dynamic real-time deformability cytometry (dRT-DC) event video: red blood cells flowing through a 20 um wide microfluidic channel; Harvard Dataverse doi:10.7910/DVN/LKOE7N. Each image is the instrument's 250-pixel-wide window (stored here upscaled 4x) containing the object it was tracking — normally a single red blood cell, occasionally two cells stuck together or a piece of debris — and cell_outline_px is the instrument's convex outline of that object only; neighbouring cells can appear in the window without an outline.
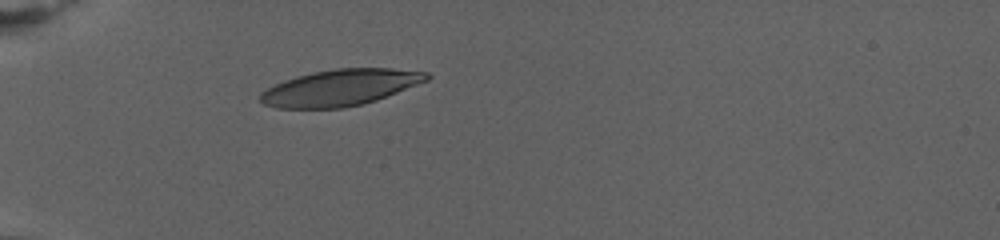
{"species": "human", "species_latin": "Homo sapiens", "temperature_condition": "warm", "stored_images_in_passage": 50, "camera_frame_rate_fps": 3000, "um_per_image_px": 0.085, "donor": {"sex": "female"}, "frame": {"image": 1, "passage_image": 1, "time_ms": 0.0, "image_size_px": [1000, 240], "cell_outline_px": [[432, 76], [428, 80], [376, 100], [344, 108], [276, 108], [264, 104], [260, 100], [260, 92], [284, 80], [296, 76], [312, 72], [336, 68], [392, 68], [428, 72]], "centroid_in_image_um": [28.92, 7.44], "position_along_channel_um": 56.1, "area_um2": 35.08}}
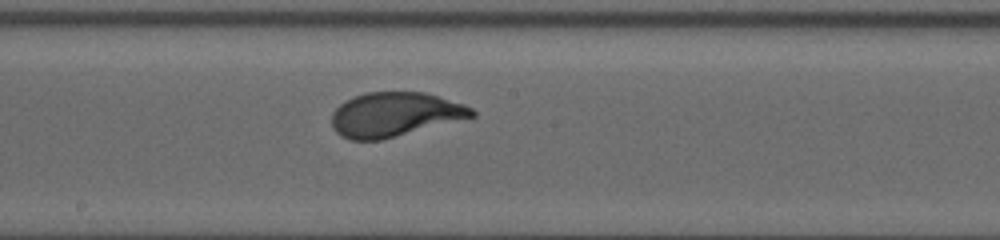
{"frame": {"image": 2, "passage_image": 21, "time_ms": 6.667, "image_size_px": [1000, 240], "cell_outline_px": [[476, 116], [380, 140], [348, 140], [340, 136], [332, 128], [332, 112], [340, 104], [356, 96], [368, 92], [424, 92], [464, 104], [472, 108], [476, 112]], "centroid_in_image_um": [33.54, 9.74], "position_along_channel_um": 214.7, "area_um2": 35.95}}
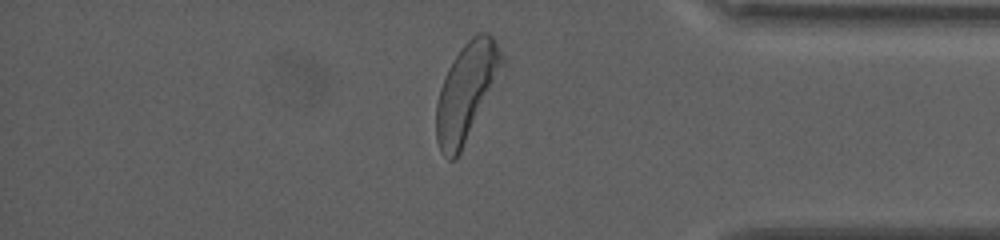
{"frame": {"image": 3, "passage_image": 43, "time_ms": 14.0, "image_size_px": [1000, 240], "cell_outline_px": [[508, 60], [456, 160], [448, 160], [440, 152], [436, 140], [436, 104], [440, 88], [448, 68], [464, 44], [472, 36], [480, 32], [488, 32], [492, 36]], "centroid_in_image_um": [39.67, 7.78], "position_along_channel_um": 395.5, "area_um2": 37.4}, "authors_computed_cell_mechanics": {"area_um2": 36.5874, "velocity_mm_per_s": 2.6798, "shape_relaxation_time_tau1_ms": 4.4123, "shape_relaxation_time_tau2_ms": null, "deformation_change_tau1": 0.2083, "deformation_change_tau2": null}}